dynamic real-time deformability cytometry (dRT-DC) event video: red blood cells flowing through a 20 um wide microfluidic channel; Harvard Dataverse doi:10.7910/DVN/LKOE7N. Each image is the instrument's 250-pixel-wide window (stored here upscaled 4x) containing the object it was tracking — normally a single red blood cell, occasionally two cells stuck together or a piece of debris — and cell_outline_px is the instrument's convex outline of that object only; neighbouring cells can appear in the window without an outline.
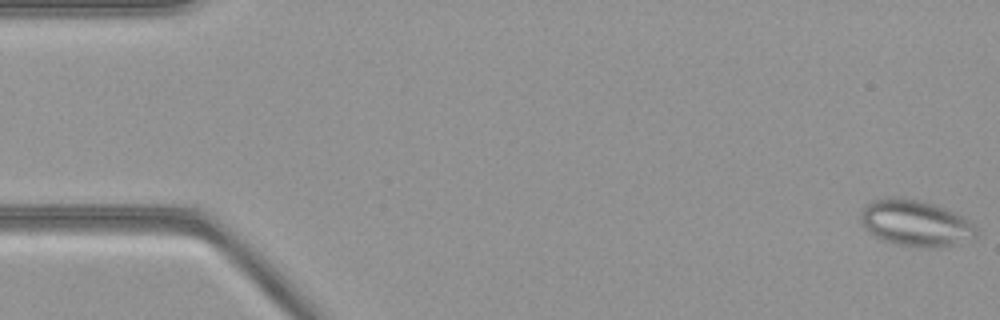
{"species": "common noctule bat (a hibernating species)", "species_latin": "Nyctalus noctula", "temperature_condition": "warm", "stored_images_in_passage": 53, "segment_of_instrument_passage": [1, 2], "camera_frame_rate_fps": 3000, "um_per_image_px": 0.085, "animal": {"sex": "female", "body_mass_g": 21.9}, "frame": {"image": 1, "passage_image": 1, "time_ms": 0.0, "image_size_px": [1000, 320], "cell_outline_px": [[980, 236], [976, 240], [944, 248], [920, 248], [896, 244], [880, 240], [868, 232], [864, 228], [860, 220], [860, 212], [864, 204], [872, 200], [884, 196], [904, 196], [936, 204], [976, 224], [980, 232]], "centroid_in_image_um": [77.85, 18.98], "position_along_channel_um": 7.1, "area_um2": 32.66}}